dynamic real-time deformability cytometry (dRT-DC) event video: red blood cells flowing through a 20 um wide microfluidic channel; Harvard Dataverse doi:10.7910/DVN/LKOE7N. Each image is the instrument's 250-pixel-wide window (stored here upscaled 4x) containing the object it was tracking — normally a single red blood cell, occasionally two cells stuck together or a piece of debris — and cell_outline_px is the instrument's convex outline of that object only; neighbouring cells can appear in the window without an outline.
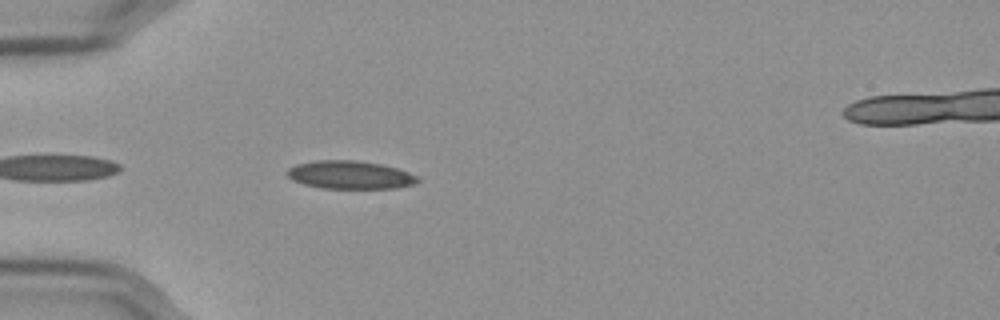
{"species": "Egyptian fruit bat (a non-hibernating species)", "species_latin": "Rousettus aegyptiacus", "temperature_condition": "cold", "stored_images_in_passage": 17, "camera_frame_rate_fps": 3000, "um_per_image_px": 0.085, "frame": {"image": 1, "passage_image": 3, "time_ms": 0.667, "image_size_px": [1000, 320], "cell_outline_px": [[420, 180], [416, 184], [396, 188], [320, 188], [304, 184], [292, 180], [284, 172], [288, 168], [296, 164], [316, 160], [356, 160], [380, 164], [396, 168], [408, 172], [416, 176]], "centroid_in_image_um": [29.72, 14.86], "position_along_channel_um": 55.3, "area_um2": 21.44}}